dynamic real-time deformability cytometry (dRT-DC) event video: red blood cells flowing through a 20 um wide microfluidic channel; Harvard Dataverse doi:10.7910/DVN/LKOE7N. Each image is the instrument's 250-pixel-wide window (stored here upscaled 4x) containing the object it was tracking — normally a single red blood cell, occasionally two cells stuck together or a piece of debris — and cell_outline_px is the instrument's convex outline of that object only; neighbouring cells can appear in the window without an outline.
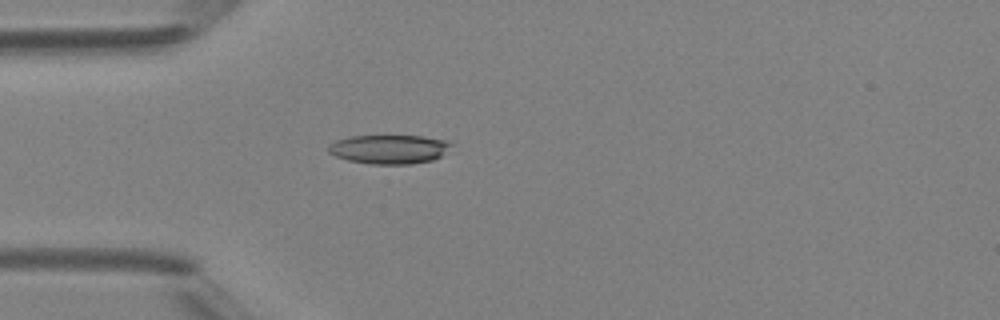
{"species": "Egyptian fruit bat (a non-hibernating species)", "species_latin": "Rousettus aegyptiacus", "temperature_condition": "room temperature", "stored_images_in_passage": 4, "camera_frame_rate_fps": 3000, "um_per_image_px": 0.085, "animal": {"sex": "female"}, "frame": {"image": 1, "passage_image": 4, "time_ms": 3.667, "image_size_px": [1000, 320], "cell_outline_px": [[452, 144], [440, 156], [432, 160], [412, 164], [372, 164], [348, 160], [336, 156], [328, 152], [328, 144], [336, 140], [352, 136], [424, 136], [448, 140]], "centroid_in_image_um": [33.06, 12.68], "position_along_channel_um": 51.9, "area_um2": 20.69}}